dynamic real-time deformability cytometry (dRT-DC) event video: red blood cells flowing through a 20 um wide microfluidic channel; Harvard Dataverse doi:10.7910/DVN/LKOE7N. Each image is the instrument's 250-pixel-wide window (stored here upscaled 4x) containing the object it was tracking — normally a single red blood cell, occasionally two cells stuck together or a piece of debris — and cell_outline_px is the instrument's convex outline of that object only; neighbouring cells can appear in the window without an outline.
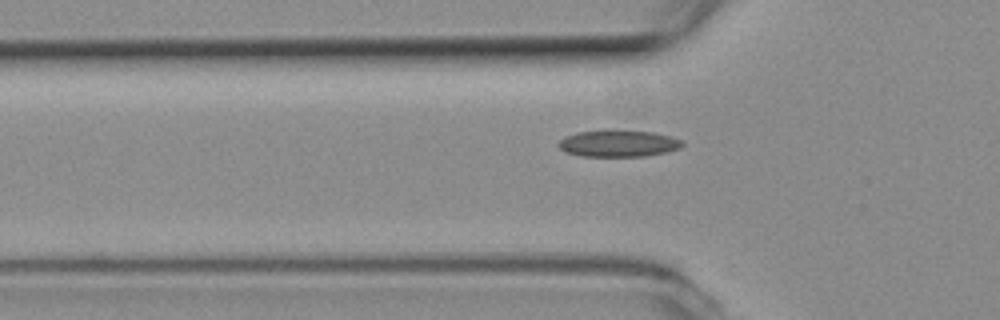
{"species": "common noctule bat (a hibernating species)", "species_latin": "Nyctalus noctula", "temperature_condition": "room temperature", "stored_images_in_passage": 39, "camera_frame_rate_fps": 3000, "um_per_image_px": 0.085, "animal": {"sex": "female", "body_mass_g": 19.3, "forearm_length_mm": 54.1}, "frame": {"image": 1, "passage_image": 2, "time_ms": 0.333, "image_size_px": [1000, 320], "cell_outline_px": [[684, 144], [680, 148], [664, 152], [644, 156], [580, 156], [564, 152], [556, 144], [564, 136], [576, 132], [608, 128], [652, 132], [672, 136], [680, 140]], "centroid_in_image_um": [52.49, 12.16], "position_along_channel_um": 73.3, "area_um2": 19.77}}
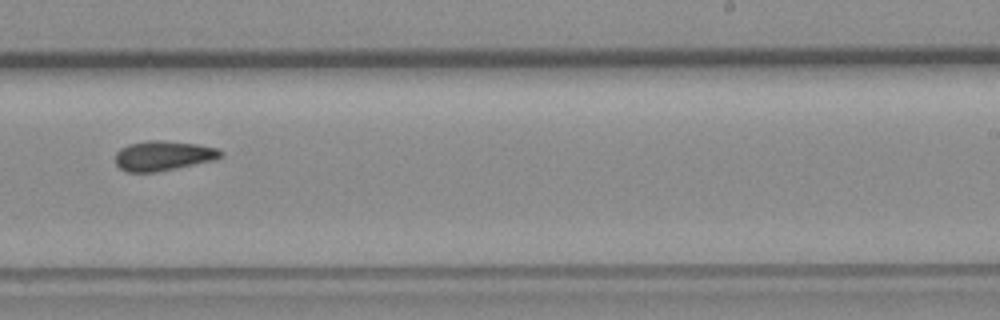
{"frame": {"image": 2, "passage_image": 18, "time_ms": 5.667, "image_size_px": [1000, 320], "cell_outline_px": [[224, 152], [216, 160], [156, 172], [128, 172], [120, 168], [116, 164], [116, 152], [120, 148], [128, 144], [148, 140], [160, 140], [196, 144], [216, 148]], "centroid_in_image_um": [13.86, 13.23], "position_along_channel_um": 275.1, "area_um2": 18.26}}
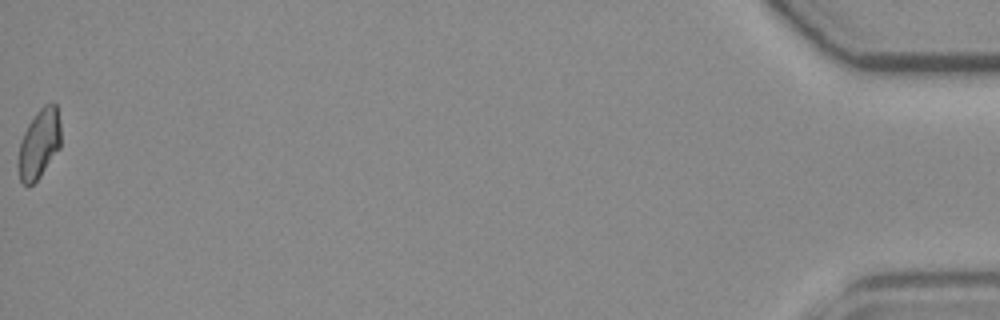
{"frame": {"image": 3, "passage_image": 39, "time_ms": 12.667, "image_size_px": [1000, 320], "cell_outline_px": [[60, 148], [40, 176], [32, 184], [24, 184], [20, 180], [20, 144], [24, 132], [28, 124], [36, 112], [44, 104], [52, 100], [56, 104], [60, 124]], "centroid_in_image_um": [3.37, 12.14], "position_along_channel_um": 431.8, "area_um2": 16.82}, "authors_computed_cell_mechanics": {"area_um2": 17.918, "velocity_mm_per_s": 3.7879, "shape_relaxation_time_tau1_ms": null, "shape_relaxation_time_tau2_ms": 5.1433, "deformation_change_tau1": null, "deformation_change_tau2": 0.1084}}